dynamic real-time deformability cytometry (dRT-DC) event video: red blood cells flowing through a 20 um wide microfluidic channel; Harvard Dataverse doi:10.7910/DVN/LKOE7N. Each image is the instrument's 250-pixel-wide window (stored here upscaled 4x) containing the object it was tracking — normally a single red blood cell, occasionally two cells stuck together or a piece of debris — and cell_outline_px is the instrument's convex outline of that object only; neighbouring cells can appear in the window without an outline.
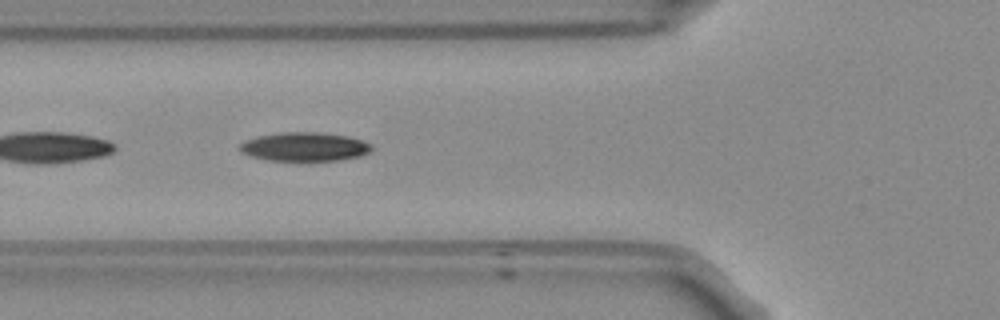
{"species": "Egyptian fruit bat (a non-hibernating species)", "species_latin": "Rousettus aegyptiacus", "temperature_condition": "room temperature", "stored_images_in_passage": 15, "camera_frame_rate_fps": 3000, "um_per_image_px": 0.085, "frame": {"image": 1, "passage_image": 9, "time_ms": 2.667, "image_size_px": [1000, 320], "cell_outline_px": [[372, 148], [368, 152], [360, 156], [336, 160], [268, 160], [252, 156], [240, 152], [240, 144], [244, 140], [256, 136], [280, 132], [320, 132], [348, 136], [372, 144]], "centroid_in_image_um": [25.85, 12.46], "position_along_channel_um": 99.9, "area_um2": 22.02}}